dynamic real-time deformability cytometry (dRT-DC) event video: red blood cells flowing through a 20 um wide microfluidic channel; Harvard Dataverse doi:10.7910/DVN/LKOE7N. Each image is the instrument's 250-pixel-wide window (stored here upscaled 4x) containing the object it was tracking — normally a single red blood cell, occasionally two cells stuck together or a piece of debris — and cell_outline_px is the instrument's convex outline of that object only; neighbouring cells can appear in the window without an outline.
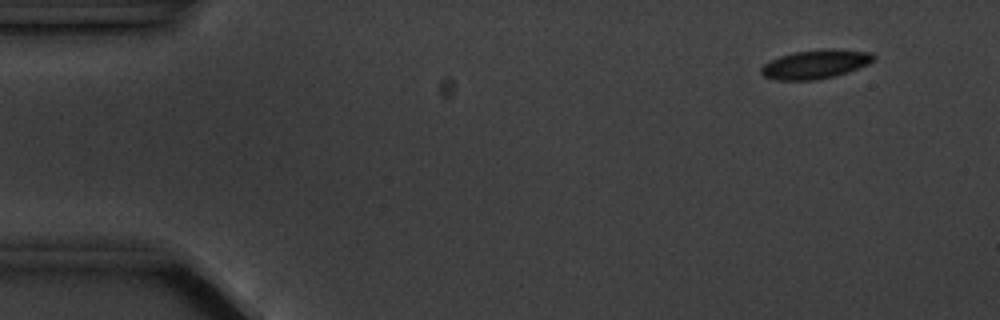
{"species": "common noctule bat (a hibernating species)", "species_latin": "Nyctalus noctula", "temperature_condition": "cold", "stored_images_in_passage": 4, "camera_frame_rate_fps": 3000, "um_per_image_px": 0.085, "animal": {"sex": "male", "body_mass_g": 20.1, "forearm_length_mm": 53.5}, "frame": {"image": 1, "passage_image": 1, "time_ms": 0.0, "image_size_px": [1000, 320], "cell_outline_px": [[876, 60], [868, 64], [848, 72], [816, 80], [776, 80], [764, 76], [760, 72], [760, 68], [764, 64], [780, 56], [792, 52], [828, 48], [832, 48], [872, 52], [876, 56]], "centroid_in_image_um": [69.34, 5.44], "position_along_channel_um": 15.7, "area_um2": 19.07}}
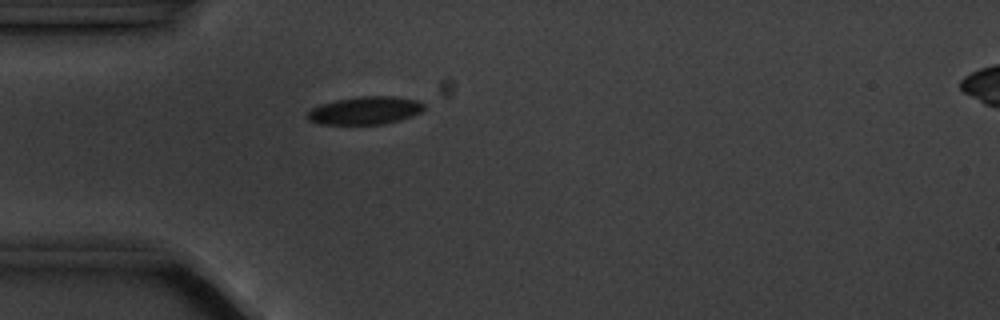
{"frame": {"image": 2, "passage_image": 4, "time_ms": 3.667, "image_size_px": [1000, 320], "cell_outline_px": [[424, 108], [420, 112], [412, 116], [400, 120], [384, 124], [320, 124], [308, 120], [304, 116], [312, 108], [320, 104], [336, 100], [360, 96], [396, 96], [416, 100], [424, 104]], "centroid_in_image_um": [31.01, 9.39], "position_along_channel_um": 54.0, "area_um2": 19.02}}